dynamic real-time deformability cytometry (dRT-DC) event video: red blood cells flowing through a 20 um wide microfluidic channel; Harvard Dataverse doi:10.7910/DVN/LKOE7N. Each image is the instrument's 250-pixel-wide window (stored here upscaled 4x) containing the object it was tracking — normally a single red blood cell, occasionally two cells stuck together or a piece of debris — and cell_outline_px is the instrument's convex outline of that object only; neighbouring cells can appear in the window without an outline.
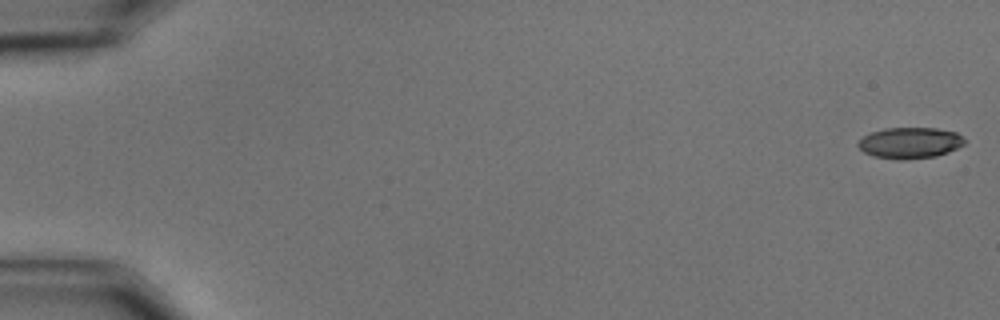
{"species": "common noctule bat (a hibernating species)", "species_latin": "Nyctalus noctula", "temperature_condition": "cold", "stored_images_in_passage": 52, "camera_frame_rate_fps": 3000, "um_per_image_px": 0.085, "animal": {"sex": "male", "body_mass_g": 15.6}, "frame": {"image": 1, "passage_image": 1, "time_ms": 0.0, "image_size_px": [1000, 320], "cell_outline_px": [[964, 144], [948, 152], [936, 156], [904, 160], [896, 160], [872, 156], [864, 152], [856, 144], [864, 136], [872, 132], [884, 128], [936, 128], [956, 132], [964, 140]], "centroid_in_image_um": [77.31, 12.15], "position_along_channel_um": 7.7, "area_um2": 19.25}}
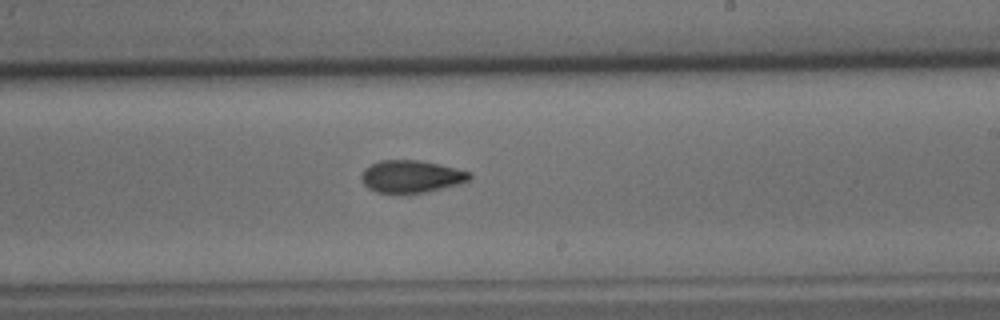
{"frame": {"image": 2, "passage_image": 35, "time_ms": 11.333, "image_size_px": [1000, 320], "cell_outline_px": [[472, 176], [468, 180], [456, 184], [424, 192], [376, 192], [368, 188], [360, 180], [360, 176], [364, 168], [380, 160], [420, 160], [456, 168], [472, 172]], "centroid_in_image_um": [34.92, 14.97], "position_along_channel_um": 254.1, "area_um2": 20.11}}
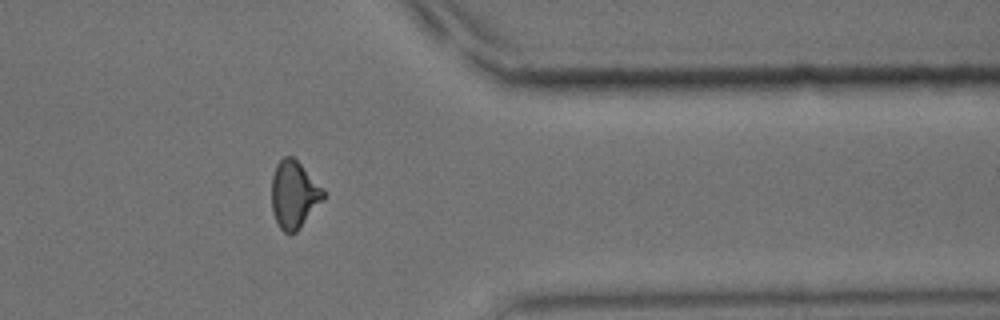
{"frame": {"image": 3, "passage_image": 47, "time_ms": 15.333, "image_size_px": [1000, 320], "cell_outline_px": [[324, 200], [296, 232], [284, 232], [280, 228], [272, 212], [272, 176], [276, 164], [284, 156], [292, 156], [324, 188]], "centroid_in_image_um": [25.0, 16.53], "position_along_channel_um": 386.4, "area_um2": 20.23}}